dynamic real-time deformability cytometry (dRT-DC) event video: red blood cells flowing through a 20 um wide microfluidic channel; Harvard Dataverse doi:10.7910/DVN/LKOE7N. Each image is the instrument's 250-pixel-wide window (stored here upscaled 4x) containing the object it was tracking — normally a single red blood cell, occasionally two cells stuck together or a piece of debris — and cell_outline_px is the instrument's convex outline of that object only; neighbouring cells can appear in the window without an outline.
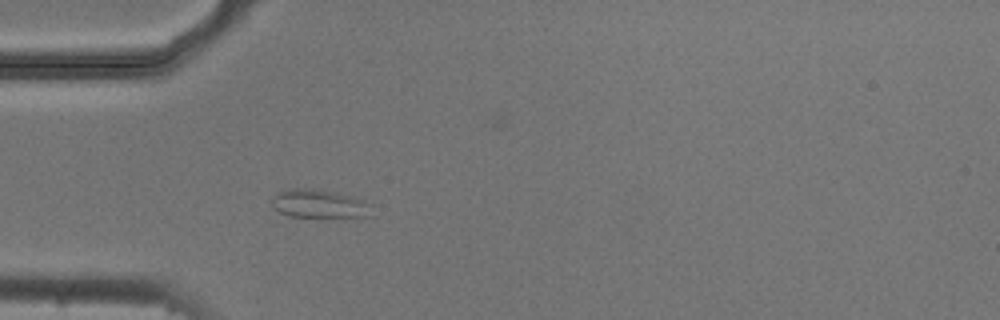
{"species": "common noctule bat (a hibernating species)", "species_latin": "Nyctalus noctula", "temperature_condition": "cold", "stored_images_in_passage": 39, "camera_frame_rate_fps": 3000, "um_per_image_px": 0.085, "animal": {"sex": "male", "body_mass_g": 20.5, "forearm_length_mm": 52.5}, "frame": {"image": 1, "passage_image": 1, "time_ms": 0.0, "image_size_px": [1000, 320], "cell_outline_px": [[372, 216], [288, 216], [272, 208], [272, 196], [276, 192], [284, 188], [312, 188], [352, 196], [360, 200], [364, 204]], "centroid_in_image_um": [26.95, 17.29], "position_along_channel_um": 58.1, "area_um2": 16.07}}
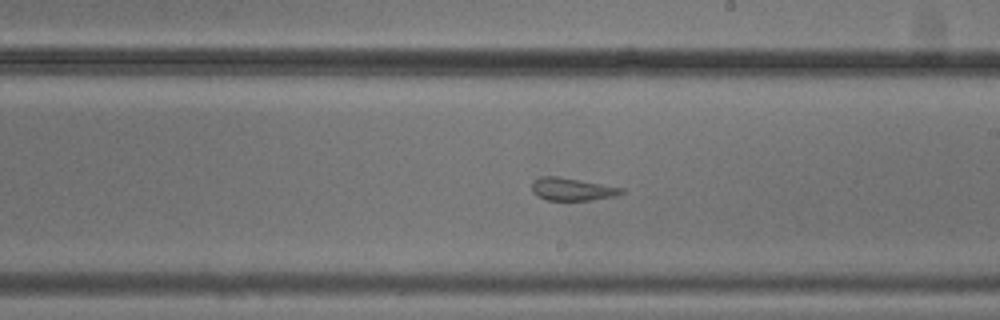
{"frame": {"image": 2, "passage_image": 16, "time_ms": 5.0, "image_size_px": [1000, 320], "cell_outline_px": [[624, 192], [616, 196], [592, 200], [548, 200], [536, 196], [532, 192], [532, 180], [540, 176], [556, 176], [624, 188]], "centroid_in_image_um": [48.59, 16.09], "position_along_channel_um": 240.4, "area_um2": 11.85}}
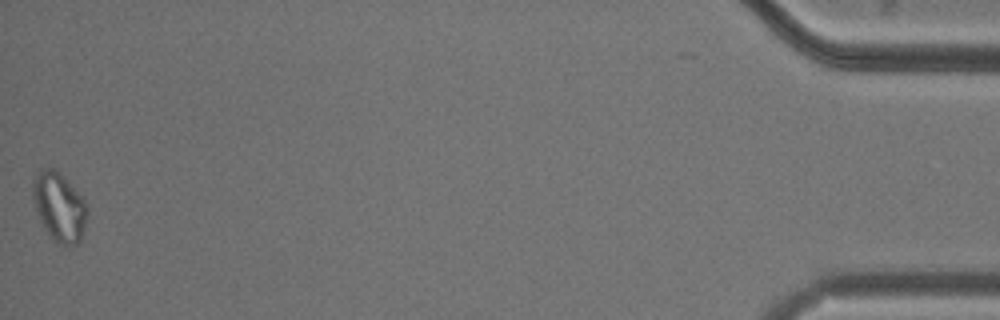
{"frame": {"image": 3, "passage_image": 39, "time_ms": 12.667, "image_size_px": [1000, 320], "cell_outline_px": [[88, 216], [80, 240], [76, 244], [56, 244], [48, 236], [40, 224], [32, 196], [32, 180], [40, 168], [52, 168], [88, 204]], "centroid_in_image_um": [5.0, 17.64], "position_along_channel_um": 430.2, "area_um2": 21.73}}